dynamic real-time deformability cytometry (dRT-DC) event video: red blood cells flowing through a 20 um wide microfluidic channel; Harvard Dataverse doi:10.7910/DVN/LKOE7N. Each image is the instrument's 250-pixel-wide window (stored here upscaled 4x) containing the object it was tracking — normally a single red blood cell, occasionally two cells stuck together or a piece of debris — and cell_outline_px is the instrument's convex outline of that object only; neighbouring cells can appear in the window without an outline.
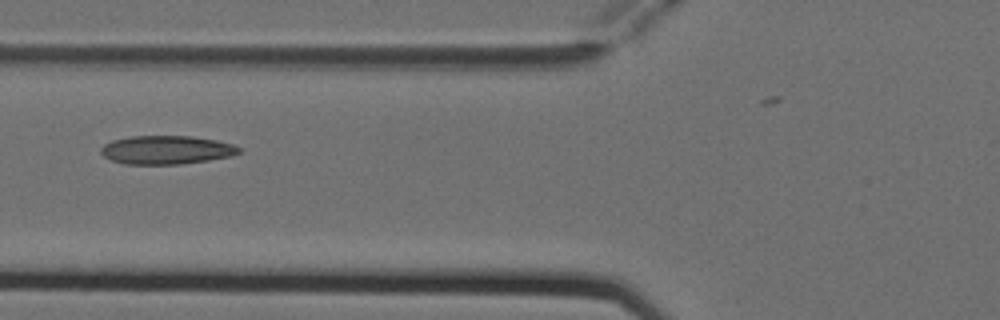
{"species": "Egyptian fruit bat (a non-hibernating species)", "species_latin": "Rousettus aegyptiacus", "temperature_condition": "cold", "stored_images_in_passage": 5, "camera_frame_rate_fps": 3000, "um_per_image_px": 0.085, "animal": {"sex": "female"}, "frame": {"image": 1, "passage_image": 4, "time_ms": 1.0, "image_size_px": [1000, 320], "cell_outline_px": [[240, 152], [232, 156], [208, 160], [180, 164], [124, 164], [112, 160], [104, 156], [100, 152], [100, 148], [104, 144], [112, 140], [128, 136], [192, 136], [216, 140], [232, 144], [240, 148]], "centroid_in_image_um": [14.12, 12.74], "position_along_channel_um": 111.7, "area_um2": 23.0}}